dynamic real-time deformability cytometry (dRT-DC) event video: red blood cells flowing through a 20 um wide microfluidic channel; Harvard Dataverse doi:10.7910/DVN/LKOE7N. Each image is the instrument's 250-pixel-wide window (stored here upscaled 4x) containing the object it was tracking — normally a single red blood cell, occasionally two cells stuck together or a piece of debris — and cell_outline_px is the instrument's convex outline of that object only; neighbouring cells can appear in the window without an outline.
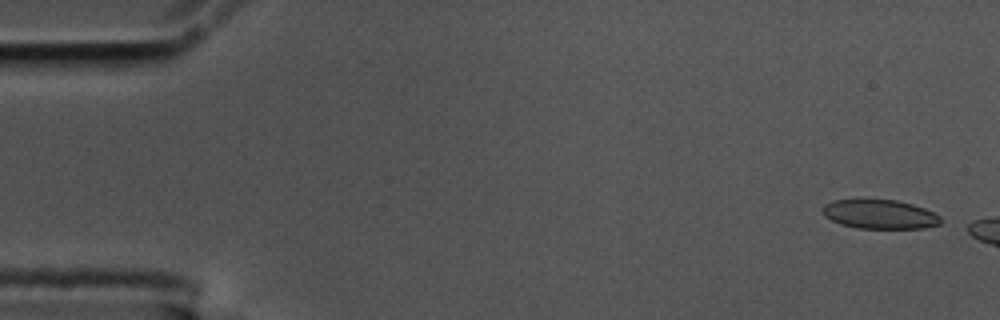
{"species": "common noctule bat (a hibernating species)", "species_latin": "Nyctalus noctula", "temperature_condition": "cold", "stored_images_in_passage": 6, "camera_frame_rate_fps": 3000, "um_per_image_px": 0.085, "animal": {"sex": "male", "body_mass_g": 17.5, "forearm_length_mm": 52.3}, "frame": {"image": 1, "passage_image": 1, "time_ms": 0.0, "image_size_px": [1000, 320], "cell_outline_px": [[940, 224], [924, 228], [856, 228], [840, 224], [824, 216], [824, 204], [832, 200], [896, 200], [912, 204], [924, 208], [940, 216]], "centroid_in_image_um": [74.78, 18.22], "position_along_channel_um": 10.2, "area_um2": 19.83}}